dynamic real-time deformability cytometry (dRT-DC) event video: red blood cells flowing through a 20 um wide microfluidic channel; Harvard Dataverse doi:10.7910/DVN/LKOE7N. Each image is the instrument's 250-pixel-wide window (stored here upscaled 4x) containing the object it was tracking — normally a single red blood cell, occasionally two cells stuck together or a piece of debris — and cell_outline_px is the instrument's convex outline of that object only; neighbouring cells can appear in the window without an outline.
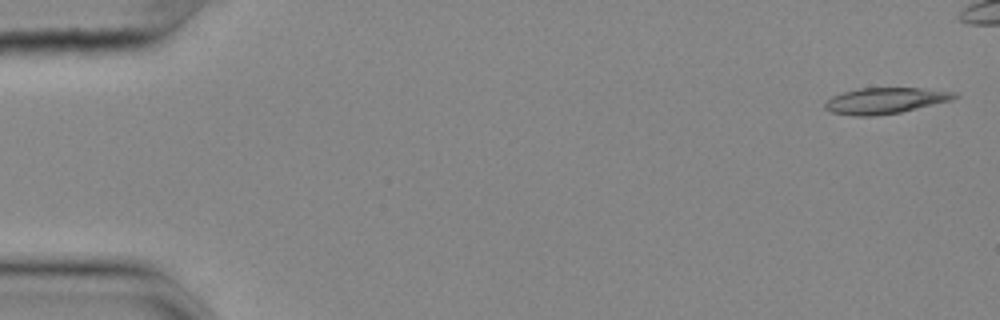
{"species": "common noctule bat (a hibernating species)", "species_latin": "Nyctalus noctula", "temperature_condition": "cold", "stored_images_in_passage": 49, "camera_frame_rate_fps": 3000, "um_per_image_px": 0.085, "animal": {"sex": "female", "body_mass_g": 25.1}, "frame": {"image": 1, "passage_image": 2, "time_ms": 0.333, "image_size_px": [1000, 320], "cell_outline_px": [[960, 96], [952, 100], [900, 112], [872, 116], [856, 116], [832, 112], [824, 108], [824, 104], [832, 96], [844, 92], [860, 88], [920, 88], [956, 92]], "centroid_in_image_um": [75.26, 8.55], "position_along_channel_um": 9.7, "area_um2": 19.48}}
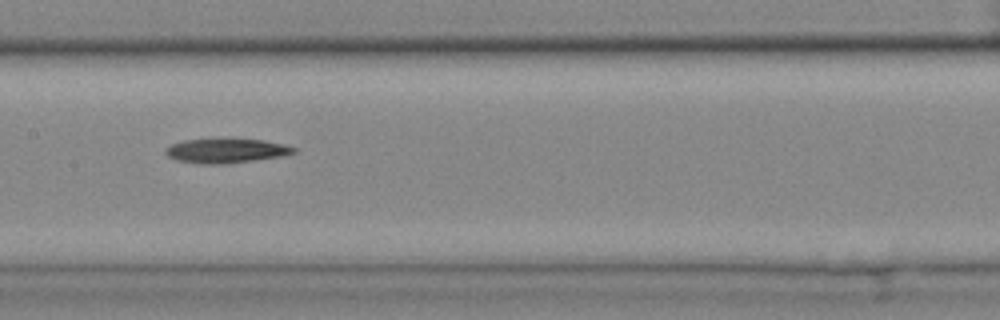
{"frame": {"image": 2, "passage_image": 28, "time_ms": 9.0, "image_size_px": [1000, 320], "cell_outline_px": [[296, 152], [280, 156], [228, 164], [200, 164], [176, 160], [168, 156], [164, 152], [164, 148], [172, 144], [184, 140], [264, 140], [284, 144], [296, 148]], "centroid_in_image_um": [19.19, 12.83], "position_along_channel_um": 188.2, "area_um2": 17.92}}
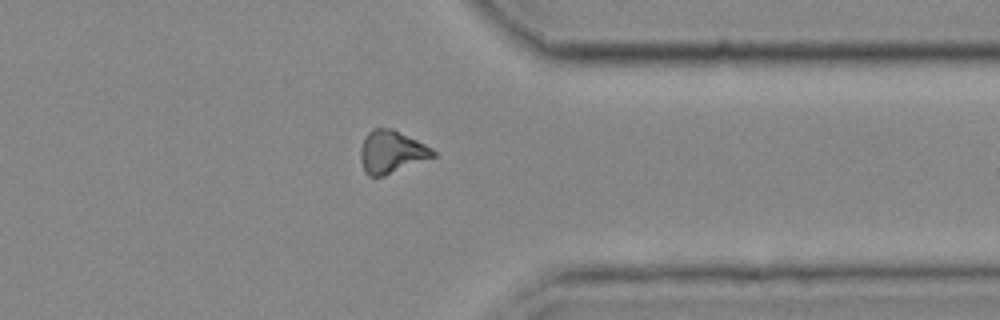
{"frame": {"image": 3, "passage_image": 44, "time_ms": 14.333, "image_size_px": [1000, 320], "cell_outline_px": [[436, 156], [384, 176], [368, 176], [364, 172], [360, 160], [360, 148], [368, 132], [372, 128], [392, 128], [432, 148], [436, 152]], "centroid_in_image_um": [33.25, 12.92], "position_along_channel_um": 378.1, "area_um2": 17.98}}